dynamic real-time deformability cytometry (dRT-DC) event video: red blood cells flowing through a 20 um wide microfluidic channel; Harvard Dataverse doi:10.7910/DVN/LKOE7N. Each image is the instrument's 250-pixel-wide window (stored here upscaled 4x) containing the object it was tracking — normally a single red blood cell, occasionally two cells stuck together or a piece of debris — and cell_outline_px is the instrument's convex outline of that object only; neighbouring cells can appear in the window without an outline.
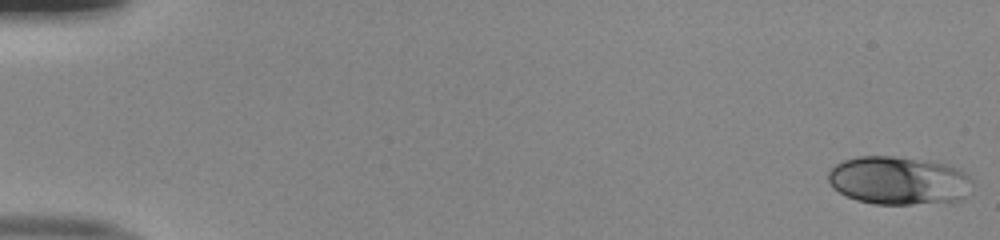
{"species": "human", "species_latin": "Homo sapiens", "temperature_condition": "room temperature", "stored_images_in_passage": 51, "camera_frame_rate_fps": 3000, "um_per_image_px": 0.085, "donor": {"sex": "male"}, "frame": {"image": 1, "passage_image": 1, "time_ms": 0.0, "image_size_px": [1000, 240], "cell_outline_px": [[972, 180], [964, 196], [960, 200], [952, 204], [872, 204], [856, 200], [832, 188], [828, 180], [828, 172], [836, 164], [844, 160], [856, 156], [892, 156], [928, 160], [952, 164], [960, 168]], "centroid_in_image_um": [76.42, 15.35], "position_along_channel_um": 8.6, "area_um2": 41.27}}
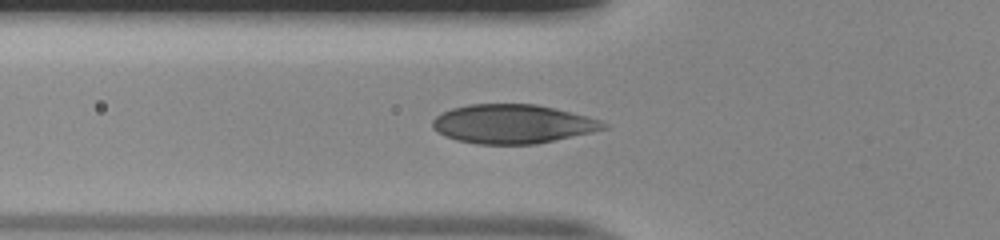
{"frame": {"image": 2, "passage_image": 19, "time_ms": 6.0, "image_size_px": [1000, 240], "cell_outline_px": [[608, 128], [592, 132], [536, 144], [476, 144], [456, 140], [444, 136], [432, 128], [432, 120], [436, 116], [452, 108], [468, 104], [536, 104], [600, 120], [608, 124]], "centroid_in_image_um": [43.53, 10.54], "position_along_channel_um": 82.3, "area_um2": 38.67}}
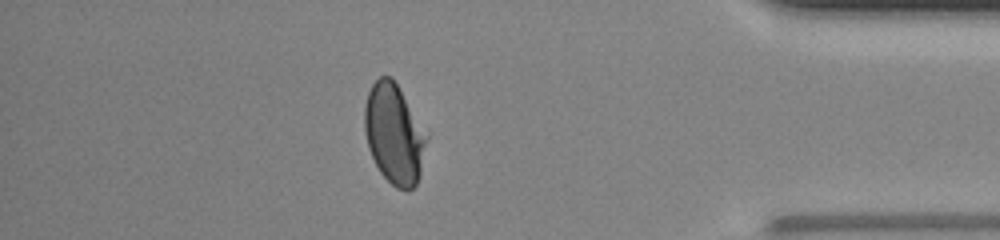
{"frame": {"image": 3, "passage_image": 45, "time_ms": 14.667, "image_size_px": [1000, 240], "cell_outline_px": [[428, 136], [420, 176], [416, 184], [408, 192], [396, 188], [380, 172], [368, 148], [364, 128], [364, 104], [368, 92], [372, 84], [380, 76], [392, 76]], "centroid_in_image_um": [33.49, 11.4], "position_along_channel_um": 401.7, "area_um2": 36.07}, "authors_computed_cell_mechanics": {"area_um2": 37.7434, "velocity_mm_per_s": 4.0387, "shape_relaxation_time_tau1_ms": 5.2693, "shape_relaxation_time_tau2_ms": null, "deformation_change_tau1": 0.1756, "deformation_change_tau2": null}}